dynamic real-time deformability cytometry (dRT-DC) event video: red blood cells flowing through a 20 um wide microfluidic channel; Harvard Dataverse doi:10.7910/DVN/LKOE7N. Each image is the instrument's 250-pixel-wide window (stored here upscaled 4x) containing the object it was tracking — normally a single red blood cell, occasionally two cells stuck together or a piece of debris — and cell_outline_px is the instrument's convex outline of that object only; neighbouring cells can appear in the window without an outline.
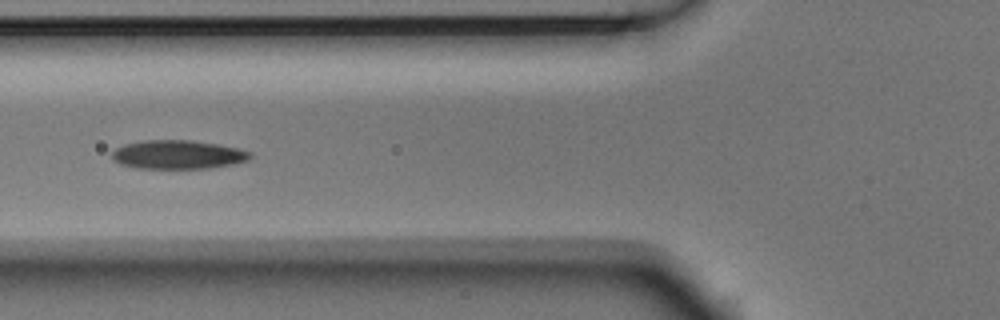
{"species": "Egyptian fruit bat (a non-hibernating species)", "species_latin": "Rousettus aegyptiacus", "temperature_condition": "room temperature", "stored_images_in_passage": 5, "camera_frame_rate_fps": 3000, "um_per_image_px": 0.085, "animal": {"sex": "male"}, "frame": {"image": 1, "passage_image": 5, "time_ms": 1.333, "image_size_px": [1000, 320], "cell_outline_px": [[252, 156], [248, 160], [232, 164], [212, 168], [136, 168], [120, 164], [112, 160], [112, 152], [116, 148], [124, 144], [148, 140], [188, 140], [216, 144], [236, 148], [252, 152]], "centroid_in_image_um": [15.1, 13.15], "position_along_channel_um": 110.7, "area_um2": 23.06}}